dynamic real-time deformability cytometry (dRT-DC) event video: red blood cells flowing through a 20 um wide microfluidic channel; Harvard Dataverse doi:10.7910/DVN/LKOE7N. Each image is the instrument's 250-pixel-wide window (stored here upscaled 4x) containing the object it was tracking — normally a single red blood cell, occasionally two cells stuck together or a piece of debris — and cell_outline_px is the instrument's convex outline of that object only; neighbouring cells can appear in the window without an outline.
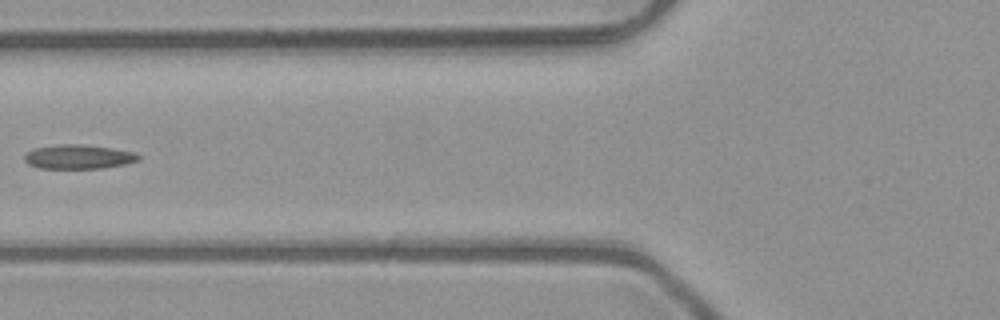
{"species": "common noctule bat (a hibernating species)", "species_latin": "Nyctalus noctula", "temperature_condition": "room temperature", "stored_images_in_passage": 5, "camera_frame_rate_fps": 3000, "um_per_image_px": 0.085, "animal": {"sex": "male", "body_mass_g": 23.1, "forearm_length_mm": 52.7}, "frame": {"image": 1, "passage_image": 4, "time_ms": 1.0, "image_size_px": [1000, 320], "cell_outline_px": [[140, 160], [124, 164], [104, 168], [40, 168], [28, 164], [24, 160], [24, 156], [28, 152], [36, 148], [60, 144], [80, 144], [112, 148], [136, 152], [140, 156]], "centroid_in_image_um": [6.7, 13.33], "position_along_channel_um": 119.1, "area_um2": 16.01}}
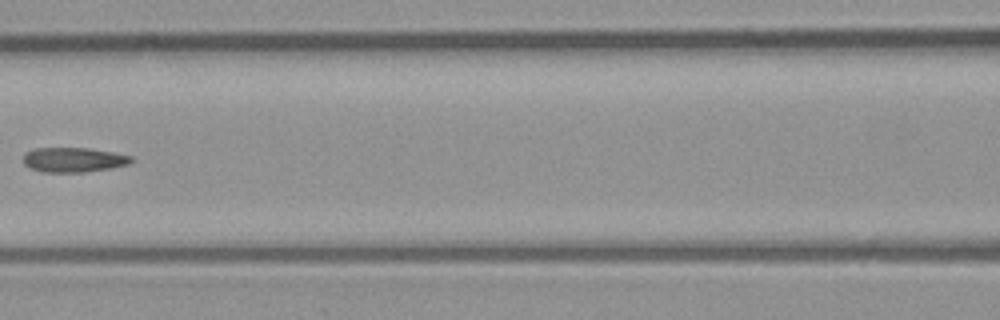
{"frame": {"image": 2, "passage_image": 5, "time_ms": 1.333, "image_size_px": [1000, 320], "cell_outline_px": [[132, 160], [128, 164], [112, 168], [84, 172], [40, 172], [24, 164], [24, 152], [32, 148], [88, 148], [112, 152], [132, 156]], "centroid_in_image_um": [6.22, 13.58], "position_along_channel_um": 160.4, "area_um2": 15.55}}